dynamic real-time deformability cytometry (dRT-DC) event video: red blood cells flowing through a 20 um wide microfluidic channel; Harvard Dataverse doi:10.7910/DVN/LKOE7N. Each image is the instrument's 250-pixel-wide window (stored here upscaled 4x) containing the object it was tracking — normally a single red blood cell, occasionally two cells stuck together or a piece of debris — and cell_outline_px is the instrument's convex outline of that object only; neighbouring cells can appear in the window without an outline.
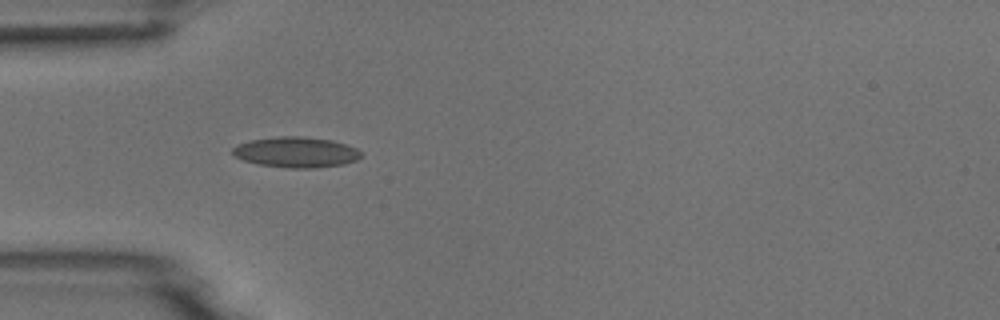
{"species": "common noctule bat (a hibernating species)", "species_latin": "Nyctalus noctula", "temperature_condition": "room temperature", "stored_images_in_passage": 2, "camera_frame_rate_fps": 3000, "um_per_image_px": 0.085, "animal": {"sex": "male", "body_mass_g": 18.8}, "frame": {"image": 1, "passage_image": 1, "time_ms": 0.0, "image_size_px": [1000, 320], "cell_outline_px": [[360, 156], [356, 160], [344, 164], [316, 168], [288, 168], [260, 164], [244, 160], [236, 156], [232, 152], [232, 148], [236, 144], [252, 140], [280, 136], [300, 136], [332, 140], [356, 148], [360, 152]], "centroid_in_image_um": [25.16, 12.94], "position_along_channel_um": 59.8, "area_um2": 22.66}}
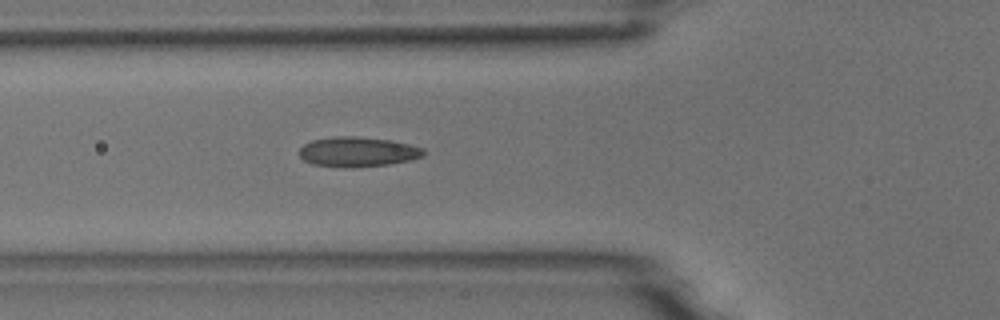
{"frame": {"image": 2, "passage_image": 2, "time_ms": 1.0, "image_size_px": [1000, 320], "cell_outline_px": [[424, 156], [412, 160], [388, 164], [352, 168], [348, 168], [312, 164], [304, 160], [300, 156], [300, 148], [304, 144], [312, 140], [336, 136], [356, 136], [392, 140], [424, 148]], "centroid_in_image_um": [30.42, 12.9], "position_along_channel_um": 95.4, "area_um2": 21.73}}